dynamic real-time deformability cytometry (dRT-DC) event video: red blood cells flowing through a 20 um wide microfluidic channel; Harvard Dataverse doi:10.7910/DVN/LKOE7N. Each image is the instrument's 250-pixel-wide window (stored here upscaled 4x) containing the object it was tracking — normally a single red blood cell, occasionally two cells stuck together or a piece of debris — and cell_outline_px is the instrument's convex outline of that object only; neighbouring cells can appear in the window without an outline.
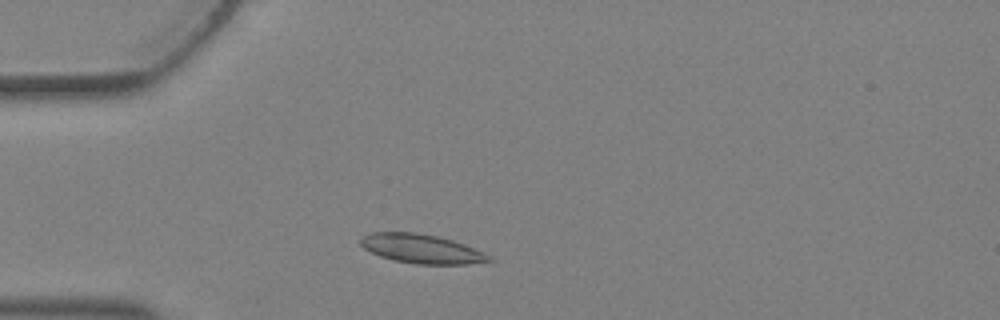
{"species": "Egyptian fruit bat (a non-hibernating species)", "species_latin": "Rousettus aegyptiacus", "temperature_condition": "warm", "stored_images_in_passage": 2, "camera_frame_rate_fps": 3000, "um_per_image_px": 0.085, "animal": {"sex": "female"}, "frame": {"image": 1, "passage_image": 2, "time_ms": 0.333, "image_size_px": [1000, 320], "cell_outline_px": [[496, 260], [468, 264], [416, 264], [392, 260], [380, 256], [364, 248], [360, 244], [360, 236], [372, 232], [416, 232], [436, 236], [452, 240], [464, 244], [484, 252], [492, 256]], "centroid_in_image_um": [35.84, 21.15], "position_along_channel_um": 49.2, "area_um2": 21.91}}